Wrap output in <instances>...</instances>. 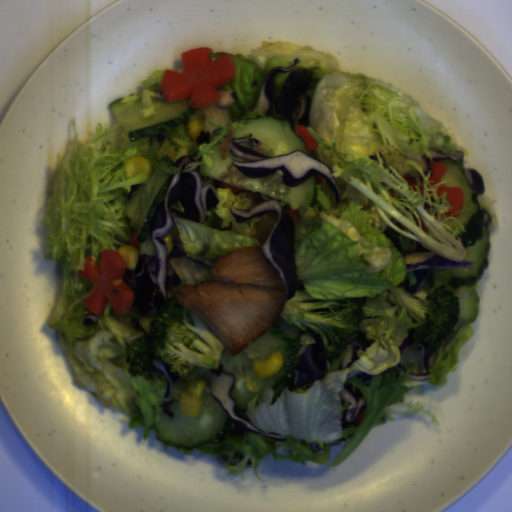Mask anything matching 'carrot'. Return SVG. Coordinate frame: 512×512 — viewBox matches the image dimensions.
Segmentation results:
<instances>
[{"label": "carrot", "instance_id": "obj_1", "mask_svg": "<svg viewBox=\"0 0 512 512\" xmlns=\"http://www.w3.org/2000/svg\"><path fill=\"white\" fill-rule=\"evenodd\" d=\"M212 48H196L181 53L184 72L166 70L161 79L165 102L189 99L193 108H204L219 102V87L236 76L237 67L226 53L215 61Z\"/></svg>", "mask_w": 512, "mask_h": 512}, {"label": "carrot", "instance_id": "obj_2", "mask_svg": "<svg viewBox=\"0 0 512 512\" xmlns=\"http://www.w3.org/2000/svg\"><path fill=\"white\" fill-rule=\"evenodd\" d=\"M94 258L86 257L84 270L78 269L77 278H86L93 283V288L83 300V305L97 317L103 316L105 307L110 302L115 314H128L135 294L124 280L127 268L126 259L118 250H101L100 263L91 267Z\"/></svg>", "mask_w": 512, "mask_h": 512}, {"label": "carrot", "instance_id": "obj_3", "mask_svg": "<svg viewBox=\"0 0 512 512\" xmlns=\"http://www.w3.org/2000/svg\"><path fill=\"white\" fill-rule=\"evenodd\" d=\"M445 192L446 201L451 204V209L446 212V217H451L454 213L460 212L464 207L465 193L460 186H440L436 193L439 196Z\"/></svg>", "mask_w": 512, "mask_h": 512}, {"label": "carrot", "instance_id": "obj_4", "mask_svg": "<svg viewBox=\"0 0 512 512\" xmlns=\"http://www.w3.org/2000/svg\"><path fill=\"white\" fill-rule=\"evenodd\" d=\"M430 168L432 169V174H431V176H429L428 179H429L430 186L433 187L436 183L441 181L447 168L443 162H439V161L431 162Z\"/></svg>", "mask_w": 512, "mask_h": 512}, {"label": "carrot", "instance_id": "obj_5", "mask_svg": "<svg viewBox=\"0 0 512 512\" xmlns=\"http://www.w3.org/2000/svg\"><path fill=\"white\" fill-rule=\"evenodd\" d=\"M295 130L299 137H301L305 143L309 153H312L317 147V142L313 136L309 133L304 125H295Z\"/></svg>", "mask_w": 512, "mask_h": 512}, {"label": "carrot", "instance_id": "obj_6", "mask_svg": "<svg viewBox=\"0 0 512 512\" xmlns=\"http://www.w3.org/2000/svg\"><path fill=\"white\" fill-rule=\"evenodd\" d=\"M286 213L293 219L294 224L299 223V221L301 219V215H300L299 211H297L296 209H289V210H286Z\"/></svg>", "mask_w": 512, "mask_h": 512}, {"label": "carrot", "instance_id": "obj_7", "mask_svg": "<svg viewBox=\"0 0 512 512\" xmlns=\"http://www.w3.org/2000/svg\"><path fill=\"white\" fill-rule=\"evenodd\" d=\"M138 237H139V233H137L134 237H132L130 240L129 246H132L133 248H135L137 250V252L139 253L142 241H138Z\"/></svg>", "mask_w": 512, "mask_h": 512}, {"label": "carrot", "instance_id": "obj_8", "mask_svg": "<svg viewBox=\"0 0 512 512\" xmlns=\"http://www.w3.org/2000/svg\"><path fill=\"white\" fill-rule=\"evenodd\" d=\"M220 186H222L224 189H230L232 191L233 194H238L240 192V188H237L235 186H232L228 183H225L223 181L220 180Z\"/></svg>", "mask_w": 512, "mask_h": 512}, {"label": "carrot", "instance_id": "obj_9", "mask_svg": "<svg viewBox=\"0 0 512 512\" xmlns=\"http://www.w3.org/2000/svg\"><path fill=\"white\" fill-rule=\"evenodd\" d=\"M402 178H404V179H405V181L407 182V184H408L409 186H411L415 191L417 190V189H416V186H417L418 184H417V182L415 181V179H414V178L409 177V175H404Z\"/></svg>", "mask_w": 512, "mask_h": 512}, {"label": "carrot", "instance_id": "obj_10", "mask_svg": "<svg viewBox=\"0 0 512 512\" xmlns=\"http://www.w3.org/2000/svg\"><path fill=\"white\" fill-rule=\"evenodd\" d=\"M365 410L361 411L357 414L356 418L353 420L354 425H359L364 417Z\"/></svg>", "mask_w": 512, "mask_h": 512}]
</instances>
